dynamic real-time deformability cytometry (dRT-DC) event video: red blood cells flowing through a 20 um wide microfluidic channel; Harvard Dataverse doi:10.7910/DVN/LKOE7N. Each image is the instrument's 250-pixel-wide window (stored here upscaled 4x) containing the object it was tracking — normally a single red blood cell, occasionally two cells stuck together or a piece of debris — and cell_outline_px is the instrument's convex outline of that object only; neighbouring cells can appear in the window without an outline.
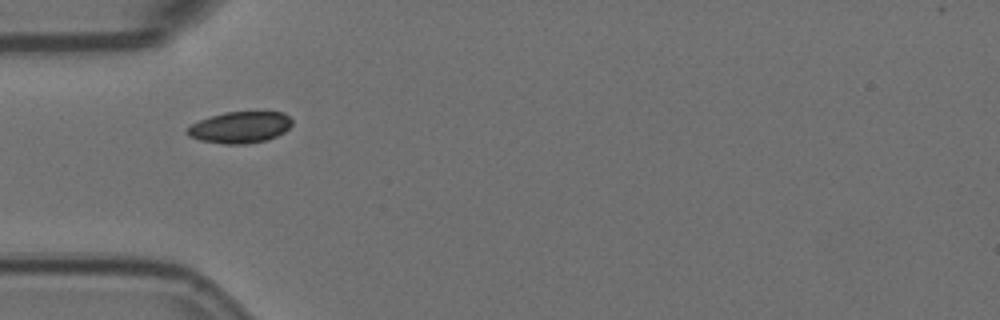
{"species": "Egyptian fruit bat (a non-hibernating species)", "species_latin": "Rousettus aegyptiacus", "temperature_condition": "room temperature", "stored_images_in_passage": 1, "camera_frame_rate_fps": 3000, "um_per_image_px": 0.085, "animal": {"sex": "female"}, "frame": {"image": 1, "passage_image": 1, "time_ms": 0.0, "image_size_px": [1000, 320], "cell_outline_px": [[292, 124], [284, 132], [276, 136], [264, 140], [248, 144], [224, 144], [200, 140], [188, 136], [184, 132], [192, 124], [200, 120], [224, 112], [284, 112], [292, 120]], "centroid_in_image_um": [20.39, 10.82], "position_along_channel_um": 64.6, "area_um2": 19.13}}